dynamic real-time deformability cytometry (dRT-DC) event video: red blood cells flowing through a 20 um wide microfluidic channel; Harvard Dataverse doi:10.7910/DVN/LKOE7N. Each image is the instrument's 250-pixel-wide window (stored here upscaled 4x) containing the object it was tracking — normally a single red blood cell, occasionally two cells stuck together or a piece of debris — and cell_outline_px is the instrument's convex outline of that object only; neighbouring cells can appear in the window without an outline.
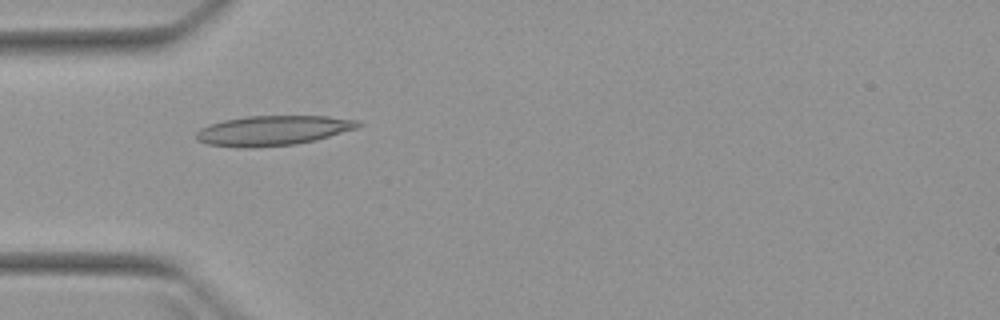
{"species": "Egyptian fruit bat (a non-hibernating species)", "species_latin": "Rousettus aegyptiacus", "temperature_condition": "warm", "stored_images_in_passage": 4, "camera_frame_rate_fps": 3000, "um_per_image_px": 0.085, "animal": {"sex": "female"}, "frame": {"image": 1, "passage_image": 3, "time_ms": 2.333, "image_size_px": [1000, 320], "cell_outline_px": [[364, 124], [356, 128], [316, 140], [296, 144], [248, 148], [240, 148], [208, 144], [196, 140], [196, 132], [200, 128], [208, 124], [224, 120], [248, 116], [328, 116], [360, 120]], "centroid_in_image_um": [23.19, 11.09], "position_along_channel_um": 61.8, "area_um2": 28.32}}
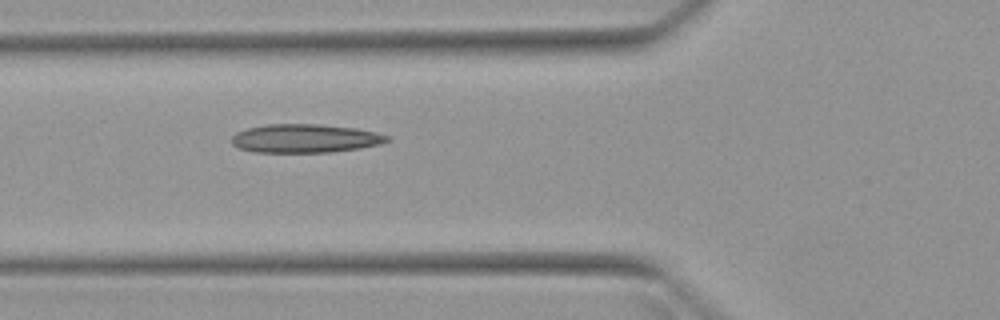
{"frame": {"image": 2, "passage_image": 4, "time_ms": 3.333, "image_size_px": [1000, 320], "cell_outline_px": [[392, 140], [380, 144], [360, 148], [332, 152], [256, 152], [240, 148], [232, 144], [232, 136], [236, 132], [248, 128], [268, 124], [320, 124], [356, 128], [376, 132], [392, 136]], "centroid_in_image_um": [25.99, 11.76], "position_along_channel_um": 99.8, "area_um2": 26.01}}